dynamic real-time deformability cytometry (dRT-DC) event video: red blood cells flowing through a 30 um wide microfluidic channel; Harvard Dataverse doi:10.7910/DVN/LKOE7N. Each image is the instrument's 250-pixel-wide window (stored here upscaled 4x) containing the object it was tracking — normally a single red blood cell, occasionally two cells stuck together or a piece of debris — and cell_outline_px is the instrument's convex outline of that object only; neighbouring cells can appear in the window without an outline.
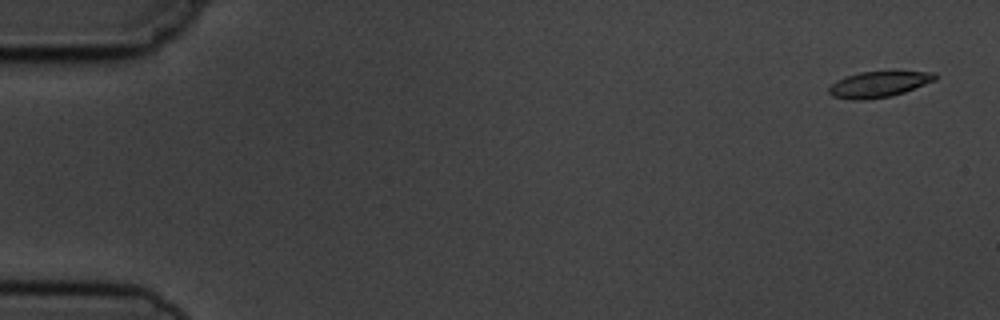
{"species": "common noctule bat (a hibernating species)", "species_latin": "Nyctalus noctula", "temperature_condition": "cold", "stored_images_in_passage": 5, "camera_frame_rate_fps": 3000, "um_per_image_px": 0.085, "animal": {"sex": "male", "body_mass_g": 19.5, "forearm_length_mm": 54.6}, "frame": {"image": 1, "passage_image": 1, "time_ms": 0.0, "image_size_px": [1000, 320], "cell_outline_px": [[936, 80], [904, 92], [892, 96], [864, 100], [852, 100], [832, 96], [828, 92], [828, 88], [836, 80], [844, 76], [860, 72], [936, 72]], "centroid_in_image_um": [74.65, 7.17], "position_along_channel_um": 10.4, "area_um2": 15.95}}
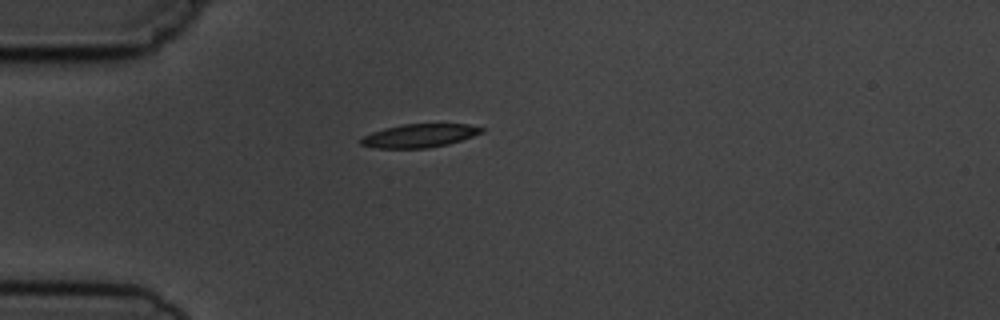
{"frame": {"image": 2, "passage_image": 5, "time_ms": 4.333, "image_size_px": [1000, 320], "cell_outline_px": [[484, 132], [448, 144], [428, 148], [376, 148], [360, 144], [360, 140], [364, 136], [372, 132], [384, 128], [404, 124], [468, 124], [484, 128]], "centroid_in_image_um": [35.65, 11.53], "position_along_channel_um": 49.3, "area_um2": 16.36}}